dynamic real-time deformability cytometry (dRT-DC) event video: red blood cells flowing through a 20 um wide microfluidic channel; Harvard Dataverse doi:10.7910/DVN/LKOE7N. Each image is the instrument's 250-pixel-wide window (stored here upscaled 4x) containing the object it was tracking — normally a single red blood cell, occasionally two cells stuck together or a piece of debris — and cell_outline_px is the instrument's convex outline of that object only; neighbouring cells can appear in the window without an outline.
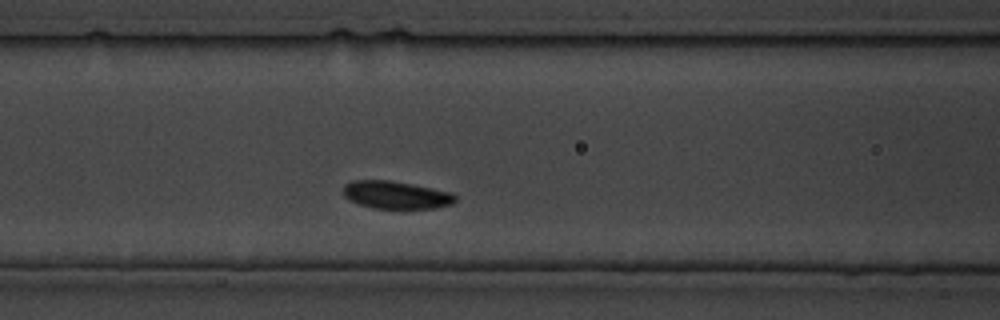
{"species": "common noctule bat (a hibernating species)", "species_latin": "Nyctalus noctula", "temperature_condition": "cold", "stored_images_in_passage": 10, "camera_frame_rate_fps": 3000, "um_per_image_px": 0.085, "animal": {"sex": "male", "body_mass_g": 19.5, "forearm_length_mm": 54.6}, "frame": {"image": 1, "passage_image": 5, "time_ms": 4.667, "image_size_px": [1000, 320], "cell_outline_px": [[456, 200], [452, 204], [436, 208], [372, 208], [348, 200], [344, 196], [344, 184], [352, 180], [388, 180], [452, 192], [456, 196]], "centroid_in_image_um": [33.65, 16.57], "position_along_channel_um": 133.0, "area_um2": 17.98}}
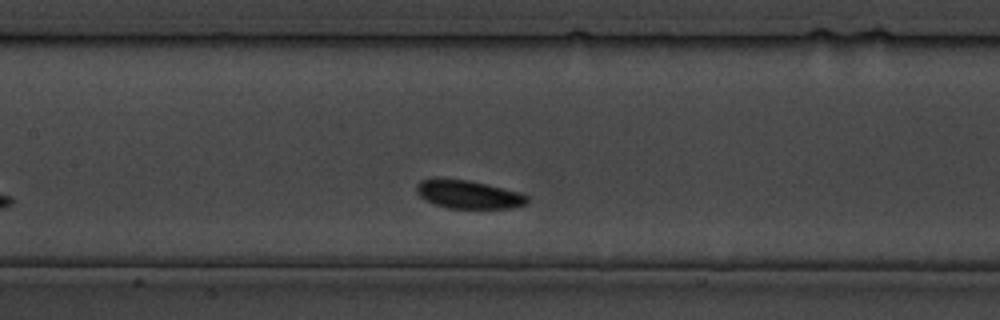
{"frame": {"image": 2, "passage_image": 7, "time_ms": 7.0, "image_size_px": [1000, 320], "cell_outline_px": [[528, 204], [512, 208], [448, 208], [424, 200], [416, 192], [416, 184], [420, 180], [436, 176], [468, 180], [488, 184], [520, 192], [528, 196]], "centroid_in_image_um": [39.78, 16.49], "position_along_channel_um": 167.6, "area_um2": 18.73}}
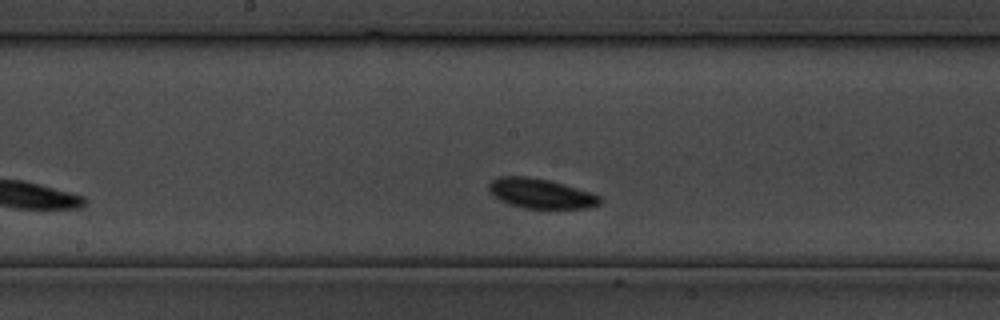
{"frame": {"image": 3, "passage_image": 9, "time_ms": 9.333, "image_size_px": [1000, 320], "cell_outline_px": [[600, 204], [588, 208], [520, 208], [508, 204], [500, 200], [488, 188], [488, 184], [492, 180], [500, 176], [528, 176], [548, 180], [576, 188], [600, 196]], "centroid_in_image_um": [45.93, 16.45], "position_along_channel_um": 202.3, "area_um2": 19.02}}